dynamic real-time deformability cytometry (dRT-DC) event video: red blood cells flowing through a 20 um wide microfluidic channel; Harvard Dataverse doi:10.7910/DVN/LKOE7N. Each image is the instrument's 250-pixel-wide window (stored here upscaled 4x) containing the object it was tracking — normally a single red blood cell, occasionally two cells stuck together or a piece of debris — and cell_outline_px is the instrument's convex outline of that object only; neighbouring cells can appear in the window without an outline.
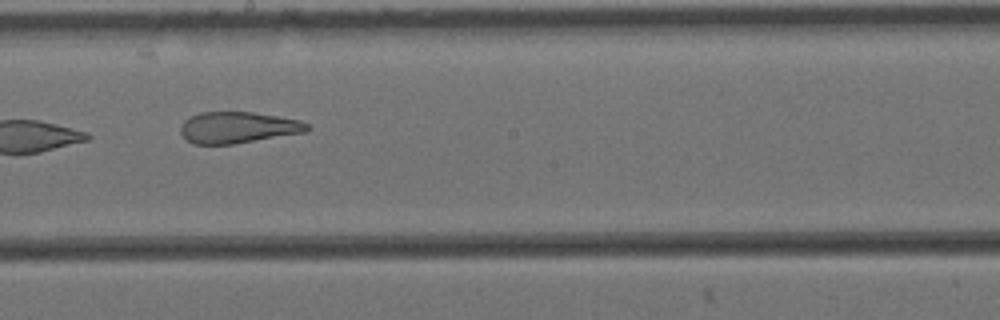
{"species": "Egyptian fruit bat (a non-hibernating species)", "species_latin": "Rousettus aegyptiacus", "temperature_condition": "cold", "stored_images_in_passage": 14, "camera_frame_rate_fps": 3000, "um_per_image_px": 0.085, "animal": {"sex": "female"}, "frame": {"image": 1, "passage_image": 8, "time_ms": 2.333, "image_size_px": [1000, 320], "cell_outline_px": [[312, 128], [308, 132], [232, 144], [192, 144], [180, 132], [180, 128], [184, 120], [200, 112], [252, 112], [300, 120], [308, 124]], "centroid_in_image_um": [20.25, 10.84], "position_along_channel_um": 227.9, "area_um2": 23.12}}